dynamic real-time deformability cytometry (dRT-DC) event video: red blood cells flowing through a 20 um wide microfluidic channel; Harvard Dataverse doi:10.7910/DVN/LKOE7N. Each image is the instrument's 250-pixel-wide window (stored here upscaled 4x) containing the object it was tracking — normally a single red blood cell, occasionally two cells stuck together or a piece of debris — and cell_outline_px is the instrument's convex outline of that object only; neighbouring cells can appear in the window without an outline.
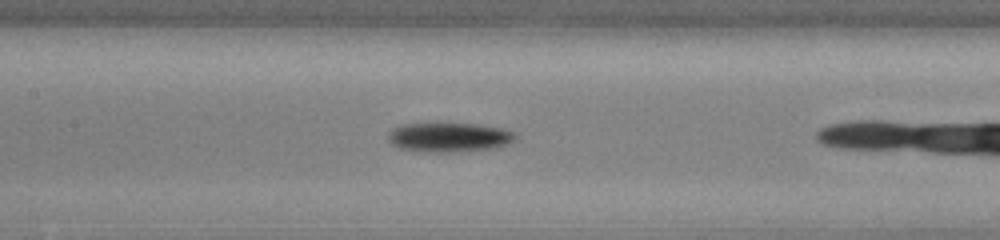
{"species": "common noctule bat (a hibernating species)", "species_latin": "Nyctalus noctula", "temperature_condition": "cold", "stored_images_in_passage": 10, "camera_frame_rate_fps": 3000, "um_per_image_px": 0.085, "animal": {"sex": "male", "body_mass_g": 13.0, "forearm_length_mm": 53.1}, "frame": {"image": 1, "passage_image": 9, "time_ms": 2.667, "image_size_px": [1000, 240], "cell_outline_px": [[516, 140], [496, 148], [448, 152], [424, 152], [400, 148], [392, 144], [388, 140], [388, 132], [404, 124], [480, 124], [504, 128], [516, 132]], "centroid_in_image_um": [38.23, 11.67], "position_along_channel_um": 169.2, "area_um2": 21.73}}